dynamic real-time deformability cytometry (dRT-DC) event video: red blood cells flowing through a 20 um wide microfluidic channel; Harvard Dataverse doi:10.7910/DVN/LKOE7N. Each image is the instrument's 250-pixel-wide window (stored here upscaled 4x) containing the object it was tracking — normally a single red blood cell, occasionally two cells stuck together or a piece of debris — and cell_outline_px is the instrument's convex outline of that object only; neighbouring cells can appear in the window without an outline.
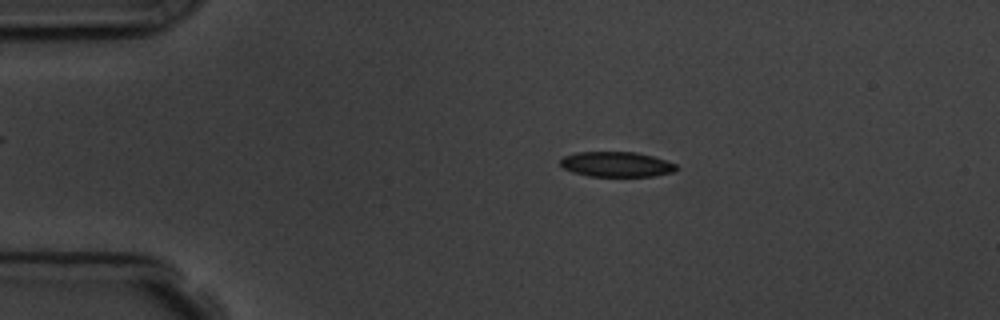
{"species": "common noctule bat (a hibernating species)", "species_latin": "Nyctalus noctula", "temperature_condition": "room temperature", "stored_images_in_passage": 8, "camera_frame_rate_fps": 3000, "um_per_image_px": 0.085, "animal": {"sex": "male", "body_mass_g": 19.5, "forearm_length_mm": 54.6}, "frame": {"image": 1, "passage_image": 3, "time_ms": 2.333, "image_size_px": [1000, 320], "cell_outline_px": [[680, 168], [672, 172], [656, 176], [588, 176], [572, 172], [564, 168], [560, 164], [560, 160], [564, 156], [576, 152], [636, 152], [652, 156], [676, 164]], "centroid_in_image_um": [52.4, 13.97], "position_along_channel_um": 32.6, "area_um2": 16.99}}
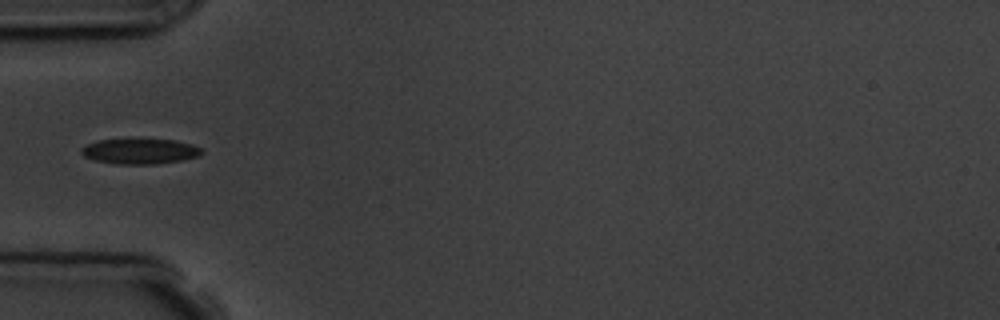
{"frame": {"image": 2, "passage_image": 5, "time_ms": 4.667, "image_size_px": [1000, 320], "cell_outline_px": [[204, 152], [200, 156], [184, 160], [156, 164], [112, 164], [92, 160], [84, 156], [80, 152], [80, 148], [84, 144], [96, 140], [176, 140], [192, 144], [200, 148]], "centroid_in_image_um": [11.86, 12.87], "position_along_channel_um": 73.1, "area_um2": 17.98}}